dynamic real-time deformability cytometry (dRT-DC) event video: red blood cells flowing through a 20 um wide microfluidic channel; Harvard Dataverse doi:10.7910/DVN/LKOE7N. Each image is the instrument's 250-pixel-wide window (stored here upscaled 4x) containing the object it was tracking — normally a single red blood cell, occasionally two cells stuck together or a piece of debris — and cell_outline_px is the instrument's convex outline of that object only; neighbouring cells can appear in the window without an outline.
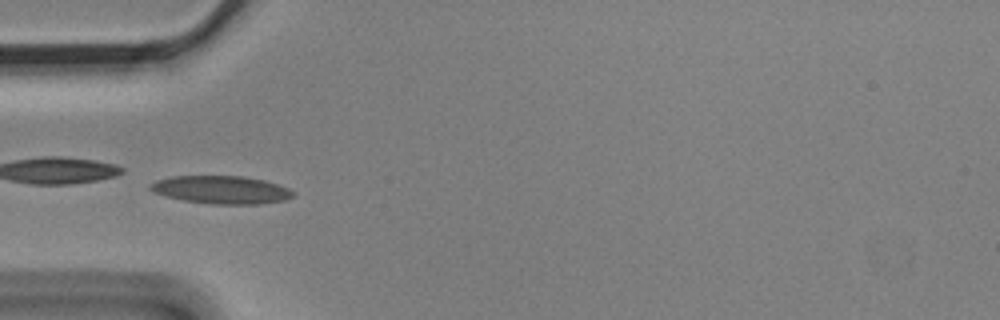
{"species": "Egyptian fruit bat (a non-hibernating species)", "species_latin": "Rousettus aegyptiacus", "temperature_condition": "cold", "stored_images_in_passage": 7, "camera_frame_rate_fps": 3000, "um_per_image_px": 0.085, "animal": {"sex": "male"}, "frame": {"image": 1, "passage_image": 4, "time_ms": 1.0, "image_size_px": [1000, 320], "cell_outline_px": [[296, 192], [292, 196], [284, 200], [260, 204], [208, 204], [184, 200], [152, 192], [148, 188], [148, 184], [156, 180], [172, 176], [244, 176], [264, 180], [288, 188]], "centroid_in_image_um": [18.78, 16.13], "position_along_channel_um": 66.2, "area_um2": 23.29}}
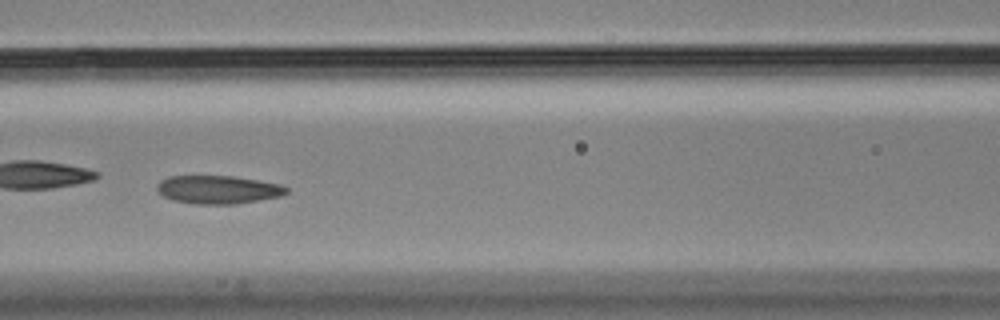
{"frame": {"image": 2, "passage_image": 6, "time_ms": 1.667, "image_size_px": [1000, 320], "cell_outline_px": [[288, 192], [280, 196], [236, 204], [196, 204], [176, 200], [164, 196], [156, 188], [160, 180], [168, 176], [232, 176], [280, 184], [288, 188]], "centroid_in_image_um": [18.54, 16.11], "position_along_channel_um": 148.1, "area_um2": 21.04}}